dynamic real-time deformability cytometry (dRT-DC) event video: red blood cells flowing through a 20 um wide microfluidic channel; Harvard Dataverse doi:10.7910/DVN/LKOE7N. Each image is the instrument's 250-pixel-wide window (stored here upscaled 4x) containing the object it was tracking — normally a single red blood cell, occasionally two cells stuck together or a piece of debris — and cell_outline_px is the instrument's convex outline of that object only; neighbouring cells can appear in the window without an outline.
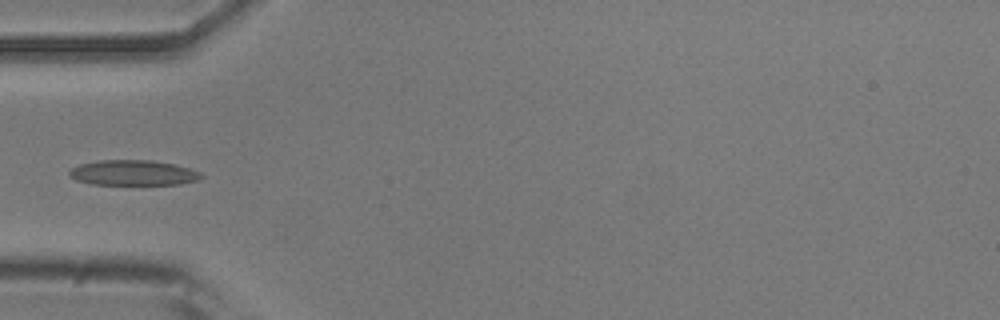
{"species": "common noctule bat (a hibernating species)", "species_latin": "Nyctalus noctula", "temperature_condition": "room temperature", "stored_images_in_passage": 36, "camera_frame_rate_fps": 3000, "um_per_image_px": 0.085, "animal": {"sex": "male", "body_mass_g": 20.5, "forearm_length_mm": 52.5}, "frame": {"image": 1, "passage_image": 1, "time_ms": 0.0, "image_size_px": [1000, 320], "cell_outline_px": [[204, 176], [200, 180], [180, 184], [92, 184], [76, 180], [68, 176], [68, 172], [72, 168], [80, 164], [100, 160], [152, 160], [172, 164], [188, 168], [200, 172]], "centroid_in_image_um": [11.32, 14.69], "position_along_channel_um": 73.7, "area_um2": 19.36}}
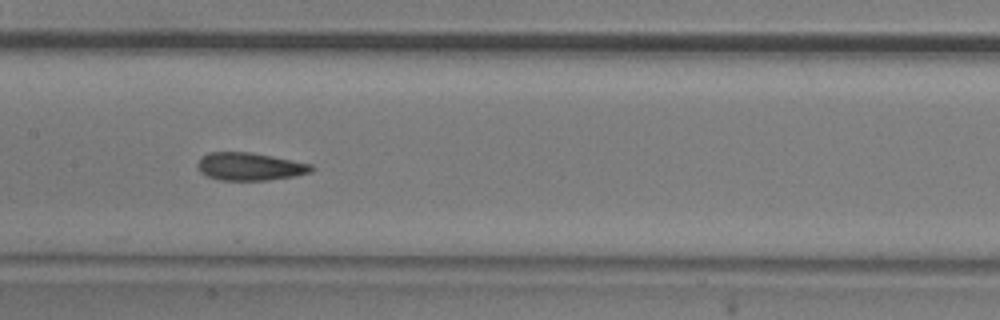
{"frame": {"image": 2, "passage_image": 10, "time_ms": 3.0, "image_size_px": [1000, 320], "cell_outline_px": [[316, 168], [312, 172], [292, 176], [268, 180], [220, 180], [208, 176], [200, 172], [196, 164], [200, 156], [208, 152], [252, 152], [312, 164]], "centroid_in_image_um": [21.22, 14.14], "position_along_channel_um": 186.2, "area_um2": 18.55}}
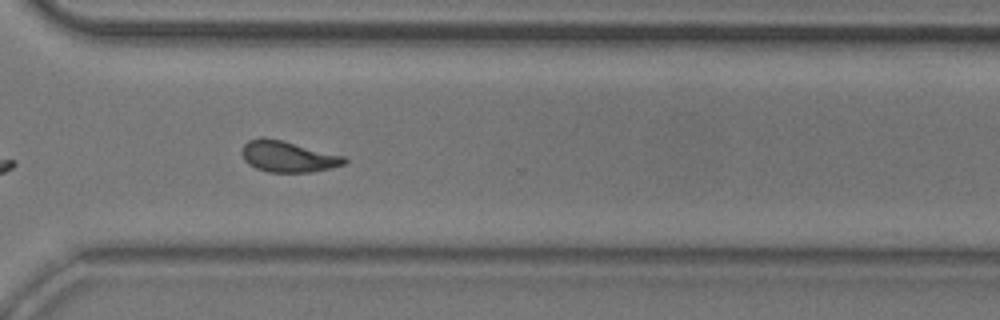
{"frame": {"image": 3, "passage_image": 23, "time_ms": 7.333, "image_size_px": [1000, 320], "cell_outline_px": [[348, 160], [344, 164], [332, 168], [308, 172], [268, 172], [256, 168], [248, 164], [244, 160], [240, 152], [244, 144], [248, 140], [260, 136], [264, 136], [284, 140], [344, 156]], "centroid_in_image_um": [24.43, 13.28], "position_along_channel_um": 346.2, "area_um2": 18.84}}